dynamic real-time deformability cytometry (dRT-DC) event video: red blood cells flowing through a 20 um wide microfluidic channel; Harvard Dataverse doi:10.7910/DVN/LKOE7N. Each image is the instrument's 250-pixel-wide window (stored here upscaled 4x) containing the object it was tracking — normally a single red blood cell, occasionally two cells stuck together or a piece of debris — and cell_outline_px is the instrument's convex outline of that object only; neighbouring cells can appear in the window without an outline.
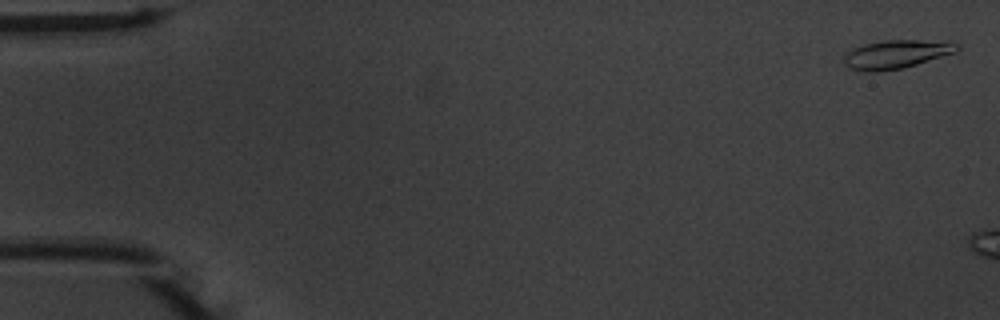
{"species": "common noctule bat (a hibernating species)", "species_latin": "Nyctalus noctula", "temperature_condition": "warm", "stored_images_in_passage": 8, "camera_frame_rate_fps": 3000, "um_per_image_px": 0.085, "animal": {"sex": "male", "body_mass_g": 20.1, "forearm_length_mm": 53.5}, "frame": {"image": 1, "passage_image": 2, "time_ms": 0.333, "image_size_px": [1000, 320], "cell_outline_px": [[960, 48], [956, 52], [904, 68], [876, 72], [864, 72], [848, 68], [844, 64], [844, 56], [852, 48], [864, 44], [884, 40], [952, 40], [960, 44]], "centroid_in_image_um": [76.23, 4.6], "position_along_channel_um": 8.8, "area_um2": 19.25}}